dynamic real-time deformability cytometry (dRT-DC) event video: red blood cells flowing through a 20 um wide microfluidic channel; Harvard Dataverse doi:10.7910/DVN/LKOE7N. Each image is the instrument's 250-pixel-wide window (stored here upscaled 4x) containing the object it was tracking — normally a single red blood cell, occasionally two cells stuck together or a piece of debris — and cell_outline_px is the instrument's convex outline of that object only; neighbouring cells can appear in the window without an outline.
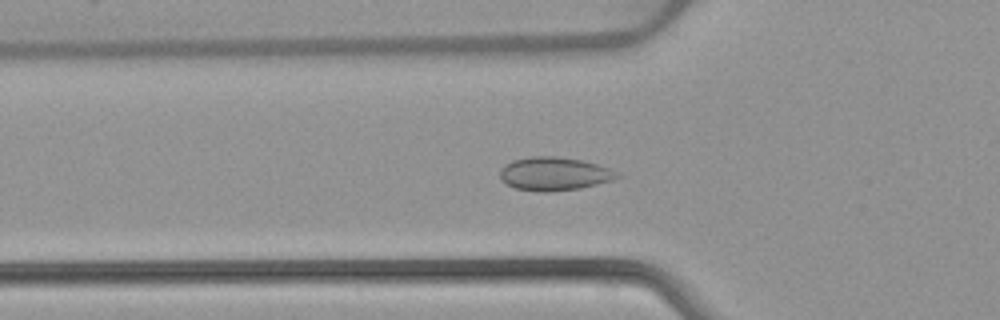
{"species": "common noctule bat (a hibernating species)", "species_latin": "Nyctalus noctula", "temperature_condition": "warm", "stored_images_in_passage": 51, "camera_frame_rate_fps": 3000, "um_per_image_px": 0.085, "animal": {"sex": "female", "body_mass_g": 22.7, "forearm_length_mm": 54.2}, "frame": {"image": 1, "passage_image": 17, "time_ms": 5.333, "image_size_px": [1000, 320], "cell_outline_px": [[624, 176], [612, 180], [580, 188], [548, 192], [536, 192], [516, 188], [500, 180], [500, 168], [504, 164], [512, 160], [532, 156], [556, 156], [584, 160], [608, 168]], "centroid_in_image_um": [47.09, 14.77], "position_along_channel_um": 78.7, "area_um2": 22.95}}
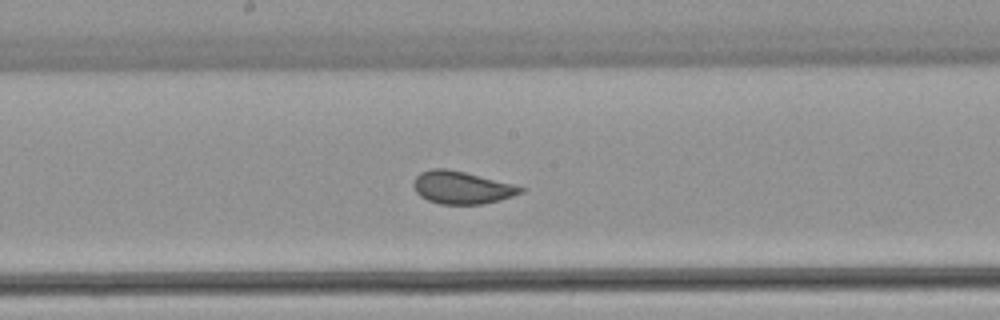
{"frame": {"image": 2, "passage_image": 27, "time_ms": 8.667, "image_size_px": [1000, 320], "cell_outline_px": [[528, 188], [524, 192], [500, 200], [480, 204], [440, 204], [428, 200], [420, 196], [416, 192], [412, 184], [416, 176], [420, 172], [432, 168], [448, 168]], "centroid_in_image_um": [39.23, 15.94], "position_along_channel_um": 209.0, "area_um2": 20.35}}
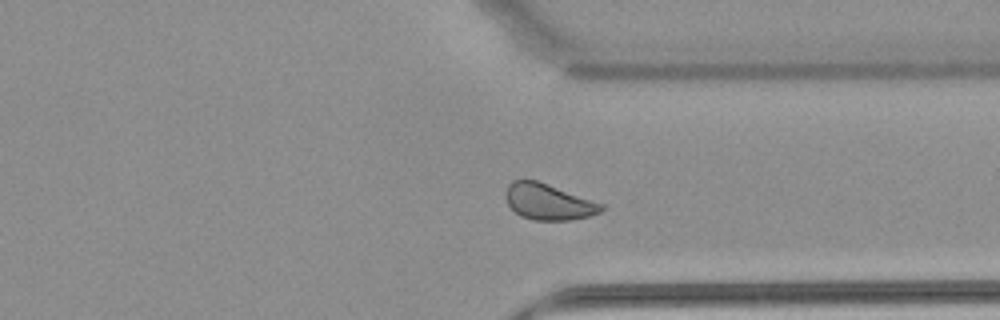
{"frame": {"image": 3, "passage_image": 39, "time_ms": 12.667, "image_size_px": [1000, 320], "cell_outline_px": [[604, 208], [600, 212], [588, 216], [572, 220], [532, 220], [520, 216], [508, 204], [504, 196], [504, 192], [508, 184], [512, 180], [536, 180], [604, 204]], "centroid_in_image_um": [46.58, 17.16], "position_along_channel_um": 364.8, "area_um2": 20.06}}